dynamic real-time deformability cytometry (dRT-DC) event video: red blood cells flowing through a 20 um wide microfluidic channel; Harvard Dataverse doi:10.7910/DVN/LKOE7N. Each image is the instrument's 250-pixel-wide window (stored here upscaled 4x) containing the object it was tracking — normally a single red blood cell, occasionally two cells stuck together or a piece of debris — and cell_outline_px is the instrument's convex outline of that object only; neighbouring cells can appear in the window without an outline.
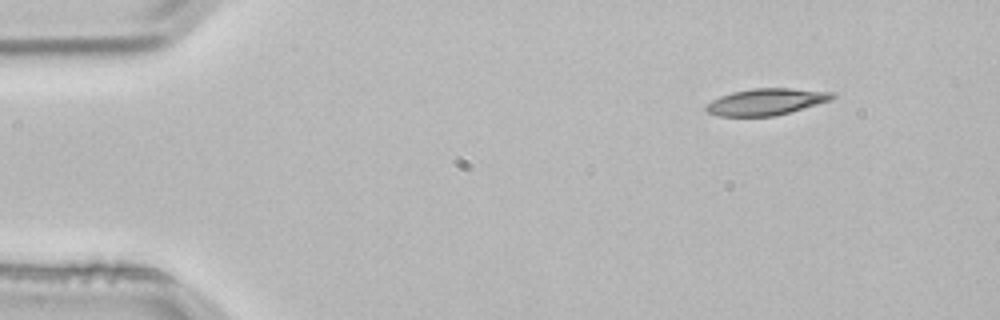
{"species": "common noctule bat (a hibernating species)", "species_latin": "Nyctalus noctula", "temperature_condition": "room temperature", "stored_images_in_passage": 3, "camera_frame_rate_fps": 3000, "um_per_image_px": 0.085, "animal": {"sex": "male", "body_mass_g": 21.5, "forearm_length_mm": 52.0}, "frame": {"image": 1, "passage_image": 1, "time_ms": 0.0, "image_size_px": [1000, 320], "cell_outline_px": [[836, 96], [832, 100], [776, 116], [720, 116], [708, 112], [704, 108], [712, 100], [720, 96], [732, 92], [752, 88], [792, 88], [832, 92]], "centroid_in_image_um": [65.14, 8.65], "position_along_channel_um": 19.9, "area_um2": 19.54}}
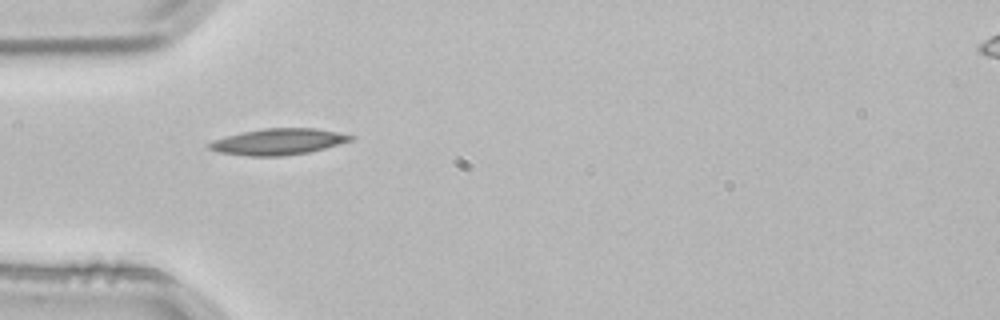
{"frame": {"image": 2, "passage_image": 3, "time_ms": 0.667, "image_size_px": [1000, 320], "cell_outline_px": [[356, 136], [352, 140], [324, 148], [308, 152], [284, 156], [248, 156], [216, 152], [208, 148], [204, 144], [212, 140], [240, 132], [264, 128], [316, 128]], "centroid_in_image_um": [23.57, 12.04], "position_along_channel_um": 61.4, "area_um2": 21.73}}